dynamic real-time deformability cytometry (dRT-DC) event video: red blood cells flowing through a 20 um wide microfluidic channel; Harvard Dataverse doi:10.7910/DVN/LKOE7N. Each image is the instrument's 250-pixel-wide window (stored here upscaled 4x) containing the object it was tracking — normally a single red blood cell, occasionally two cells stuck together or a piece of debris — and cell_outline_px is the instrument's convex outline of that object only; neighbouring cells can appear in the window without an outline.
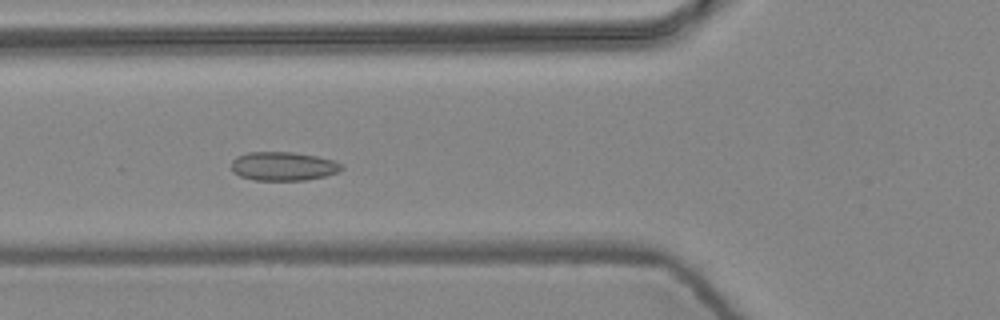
{"species": "common noctule bat (a hibernating species)", "species_latin": "Nyctalus noctula", "temperature_condition": "warm", "stored_images_in_passage": 6, "camera_frame_rate_fps": 3000, "um_per_image_px": 0.085, "animal": {"sex": "female", "body_mass_g": 24.6, "forearm_length_mm": 56.2}, "frame": {"image": 1, "passage_image": 6, "time_ms": 1.667, "image_size_px": [1000, 320], "cell_outline_px": [[344, 168], [340, 172], [324, 176], [304, 180], [252, 180], [240, 176], [232, 172], [232, 160], [236, 156], [248, 152], [292, 152], [316, 156], [332, 160], [340, 164]], "centroid_in_image_um": [24.05, 14.13], "position_along_channel_um": 101.8, "area_um2": 18.5}}